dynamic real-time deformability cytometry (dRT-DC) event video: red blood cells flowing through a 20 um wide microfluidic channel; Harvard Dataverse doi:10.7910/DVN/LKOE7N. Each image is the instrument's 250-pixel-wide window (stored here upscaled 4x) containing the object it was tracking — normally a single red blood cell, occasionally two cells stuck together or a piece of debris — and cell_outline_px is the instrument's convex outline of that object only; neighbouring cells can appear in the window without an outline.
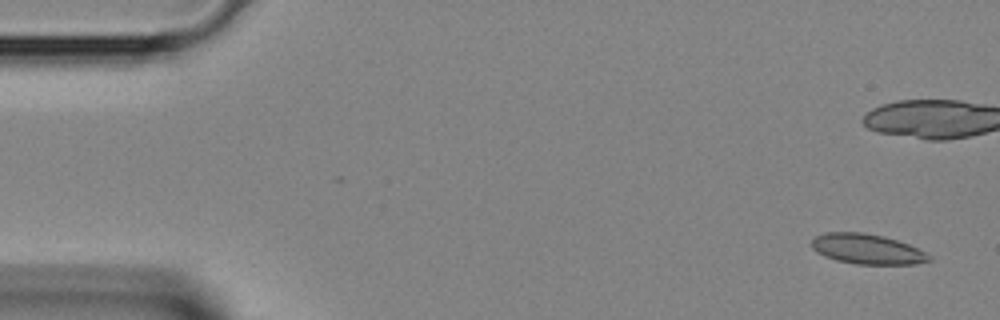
{"species": "Egyptian fruit bat (a non-hibernating species)", "species_latin": "Rousettus aegyptiacus", "temperature_condition": "room temperature", "stored_images_in_passage": 4, "segment_of_instrument_passage": [2, 2], "camera_frame_rate_fps": 3000, "um_per_image_px": 0.085, "animal": {"sex": "female"}, "frame": {"image": 1, "passage_image": 4, "time_ms": 1.0, "image_size_px": [1000, 320], "cell_outline_px": [[932, 260], [916, 264], [856, 264], [836, 260], [824, 256], [816, 252], [812, 248], [812, 240], [816, 236], [824, 232], [860, 232], [884, 236], [908, 244], [932, 256]], "centroid_in_image_um": [73.69, 21.17], "position_along_channel_um": 11.3, "area_um2": 20.58}}